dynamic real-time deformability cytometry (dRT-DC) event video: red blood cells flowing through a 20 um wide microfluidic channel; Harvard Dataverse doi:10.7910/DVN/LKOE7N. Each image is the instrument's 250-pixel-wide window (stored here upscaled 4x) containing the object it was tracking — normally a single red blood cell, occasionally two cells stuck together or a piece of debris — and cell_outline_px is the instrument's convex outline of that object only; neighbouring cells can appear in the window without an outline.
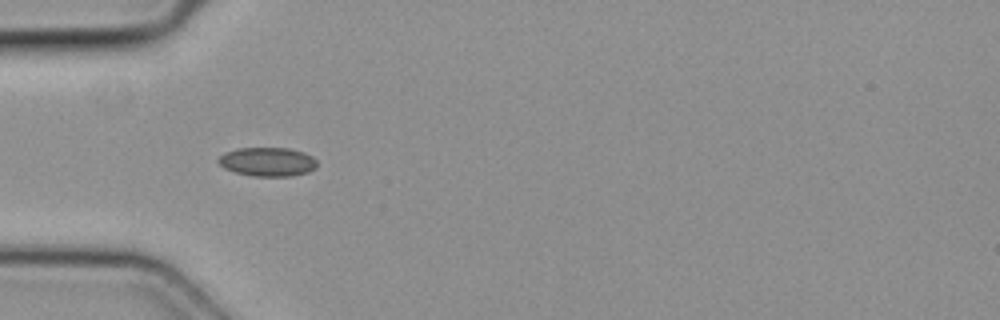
{"species": "common noctule bat (a hibernating species)", "species_latin": "Nyctalus noctula", "temperature_condition": "cold", "stored_images_in_passage": 4, "camera_frame_rate_fps": 3000, "um_per_image_px": 0.085, "animal": {"sex": "female", "body_mass_g": 19.3, "forearm_length_mm": 54.1}, "frame": {"image": 1, "passage_image": 1, "time_ms": 0.0, "image_size_px": [1000, 320], "cell_outline_px": [[316, 168], [308, 172], [288, 176], [252, 176], [236, 172], [224, 168], [216, 160], [224, 152], [236, 148], [288, 148], [304, 152], [312, 156], [316, 160]], "centroid_in_image_um": [22.73, 13.74], "position_along_channel_um": 62.3, "area_um2": 16.65}}